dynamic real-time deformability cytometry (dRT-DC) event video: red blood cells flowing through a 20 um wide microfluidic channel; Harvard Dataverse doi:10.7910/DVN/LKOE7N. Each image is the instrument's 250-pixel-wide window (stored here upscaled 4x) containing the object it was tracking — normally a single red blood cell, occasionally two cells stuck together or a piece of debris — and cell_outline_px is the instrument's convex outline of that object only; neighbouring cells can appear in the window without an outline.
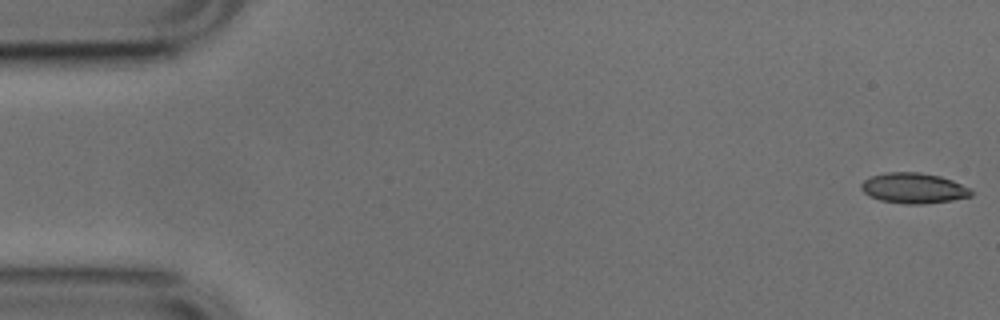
{"species": "common noctule bat (a hibernating species)", "species_latin": "Nyctalus noctula", "temperature_condition": "cold", "stored_images_in_passage": 52, "camera_frame_rate_fps": 3000, "um_per_image_px": 0.085, "animal": {"sex": "male", "body_mass_g": 17.9, "forearm_length_mm": 54.2}, "frame": {"image": 1, "passage_image": 1, "time_ms": 0.0, "image_size_px": [1000, 320], "cell_outline_px": [[972, 196], [952, 200], [920, 204], [904, 204], [880, 200], [868, 196], [860, 188], [860, 184], [864, 180], [872, 176], [884, 172], [920, 172], [940, 176], [952, 180], [968, 188], [972, 192]], "centroid_in_image_um": [77.61, 15.99], "position_along_channel_um": 7.4, "area_um2": 19.48}}
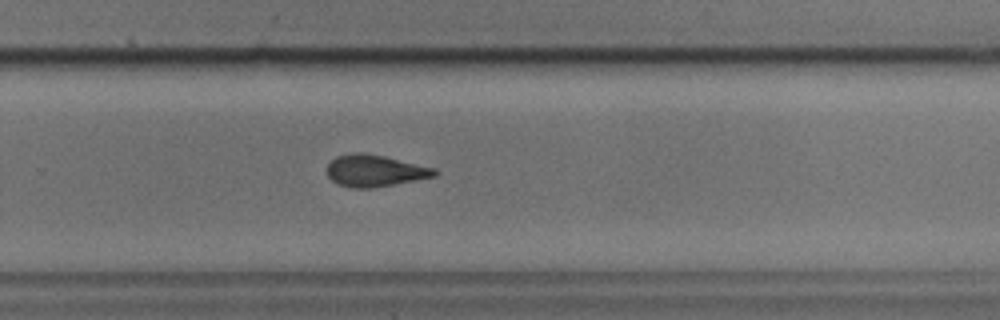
{"frame": {"image": 2, "passage_image": 34, "time_ms": 11.0, "image_size_px": [1000, 320], "cell_outline_px": [[440, 172], [436, 176], [372, 188], [352, 188], [336, 184], [328, 176], [328, 164], [336, 156], [352, 152], [360, 152], [384, 156], [436, 168]], "centroid_in_image_um": [31.87, 14.51], "position_along_channel_um": 297.9, "area_um2": 19.94}}
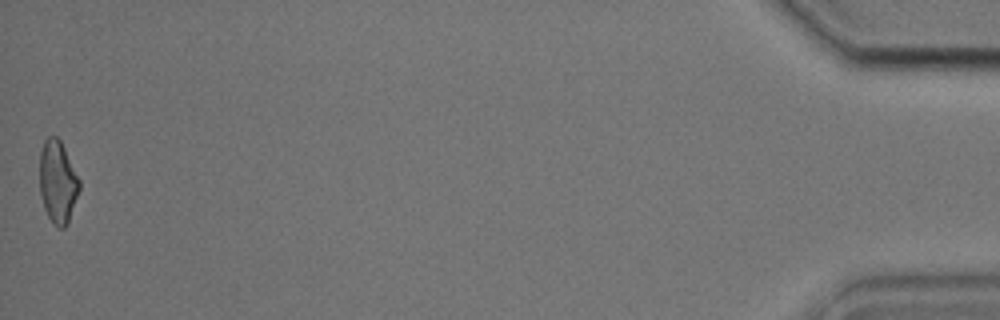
{"frame": {"image": 3, "passage_image": 52, "time_ms": 17.0, "image_size_px": [1000, 320], "cell_outline_px": [[80, 188], [68, 224], [64, 228], [60, 228], [48, 216], [44, 208], [40, 192], [40, 152], [44, 140], [48, 136], [56, 136], [60, 140], [80, 180]], "centroid_in_image_um": [4.91, 15.45], "position_along_channel_um": 430.3, "area_um2": 18.96}, "authors_computed_cell_mechanics": {"area_um2": 19.7387, "velocity_mm_per_s": 3.8216, "shape_relaxation_time_tau1_ms": 3.0581, "shape_relaxation_time_tau2_ms": 2.6475, "deformation_change_tau1": 0.1078, "deformation_change_tau2": 0.099}}